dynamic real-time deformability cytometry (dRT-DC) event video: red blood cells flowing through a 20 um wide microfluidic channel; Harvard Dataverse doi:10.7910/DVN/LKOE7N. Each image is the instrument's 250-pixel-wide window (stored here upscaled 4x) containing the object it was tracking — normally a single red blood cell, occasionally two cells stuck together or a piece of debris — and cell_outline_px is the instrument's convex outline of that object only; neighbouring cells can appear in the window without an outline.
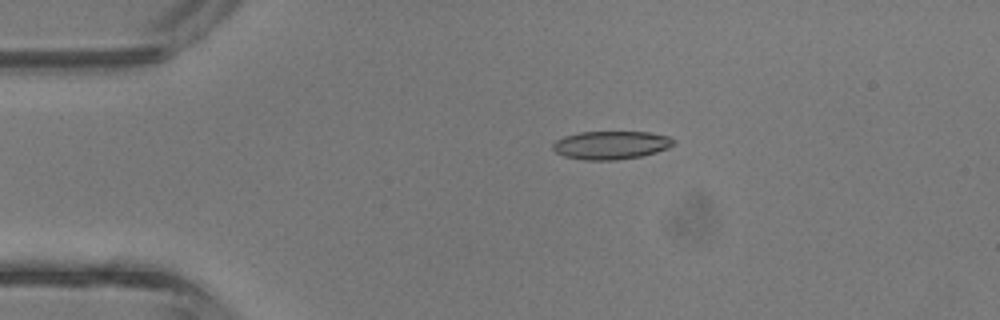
{"species": "common noctule bat (a hibernating species)", "species_latin": "Nyctalus noctula", "temperature_condition": "room temperature", "stored_images_in_passage": 4, "camera_frame_rate_fps": 3000, "um_per_image_px": 0.085, "animal": {"sex": "male", "body_mass_g": 13.3}, "frame": {"image": 1, "passage_image": 3, "time_ms": 0.667, "image_size_px": [1000, 320], "cell_outline_px": [[676, 144], [668, 148], [656, 152], [640, 156], [616, 160], [584, 160], [564, 156], [556, 152], [552, 148], [552, 144], [556, 140], [564, 136], [580, 132], [648, 132], [668, 136], [676, 140]], "centroid_in_image_um": [51.94, 12.33], "position_along_channel_um": 33.1, "area_um2": 19.94}}